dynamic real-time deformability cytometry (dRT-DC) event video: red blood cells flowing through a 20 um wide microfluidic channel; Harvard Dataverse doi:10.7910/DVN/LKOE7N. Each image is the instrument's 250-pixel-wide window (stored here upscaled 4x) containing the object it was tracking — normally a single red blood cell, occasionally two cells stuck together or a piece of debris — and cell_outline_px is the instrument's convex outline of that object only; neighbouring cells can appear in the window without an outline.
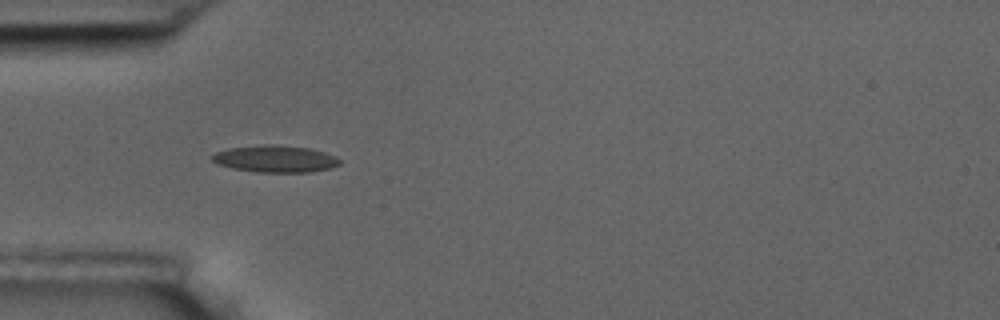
{"species": "common noctule bat (a hibernating species)", "species_latin": "Nyctalus noctula", "temperature_condition": "room temperature", "stored_images_in_passage": 5, "camera_frame_rate_fps": 3000, "um_per_image_px": 0.085, "animal": {"sex": "male", "body_mass_g": 17.5, "forearm_length_mm": 52.3}, "frame": {"image": 1, "passage_image": 5, "time_ms": 1.333, "image_size_px": [1000, 320], "cell_outline_px": [[340, 164], [328, 168], [312, 172], [256, 172], [232, 168], [216, 164], [208, 156], [216, 152], [228, 148], [268, 144], [272, 144], [308, 148], [324, 152], [336, 156], [340, 160]], "centroid_in_image_um": [23.35, 13.5], "position_along_channel_um": 61.7, "area_um2": 20.06}}